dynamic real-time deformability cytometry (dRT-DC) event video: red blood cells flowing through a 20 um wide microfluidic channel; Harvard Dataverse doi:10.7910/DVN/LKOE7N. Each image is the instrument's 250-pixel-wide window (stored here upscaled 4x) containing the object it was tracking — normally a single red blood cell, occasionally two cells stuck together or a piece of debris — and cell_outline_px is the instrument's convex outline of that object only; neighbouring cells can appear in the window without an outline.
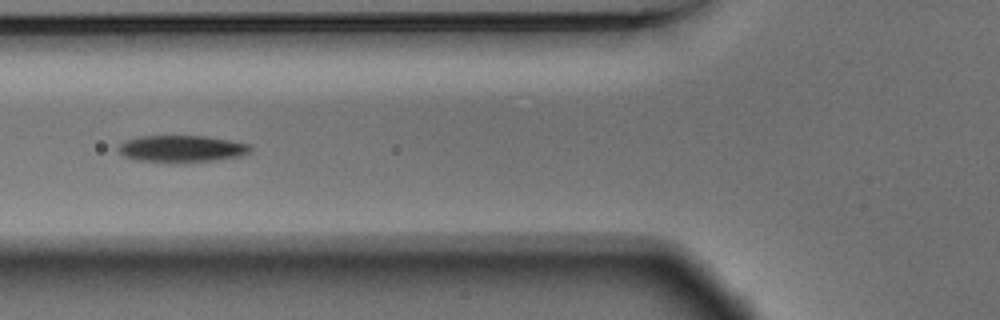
{"species": "Egyptian fruit bat (a non-hibernating species)", "species_latin": "Rousettus aegyptiacus", "temperature_condition": "warm", "stored_images_in_passage": 17, "camera_frame_rate_fps": 3000, "um_per_image_px": 0.085, "animal": {"sex": "male"}, "frame": {"image": 1, "passage_image": 6, "time_ms": 1.667, "image_size_px": [1000, 320], "cell_outline_px": [[252, 148], [248, 152], [240, 156], [184, 164], [172, 164], [136, 160], [124, 156], [116, 148], [124, 140], [140, 136], [208, 136], [252, 144]], "centroid_in_image_um": [15.42, 12.66], "position_along_channel_um": 110.4, "area_um2": 21.21}}
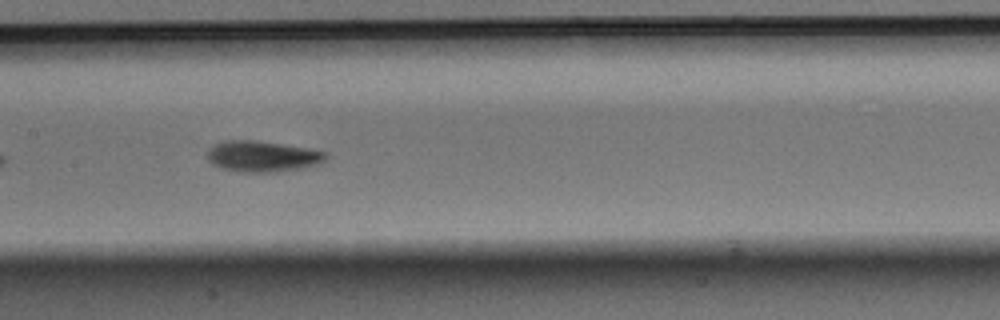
{"frame": {"image": 2, "passage_image": 12, "time_ms": 3.667, "image_size_px": [1000, 320], "cell_outline_px": [[328, 156], [320, 164], [304, 168], [276, 172], [240, 172], [220, 168], [212, 164], [208, 160], [208, 148], [224, 140], [256, 140], [308, 148], [328, 152]], "centroid_in_image_um": [22.32, 13.29], "position_along_channel_um": 185.1, "area_um2": 21.62}}